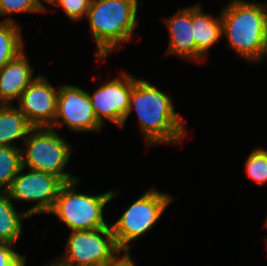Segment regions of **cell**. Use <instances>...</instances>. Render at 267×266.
Returning a JSON list of instances; mask_svg holds the SVG:
<instances>
[{"mask_svg": "<svg viewBox=\"0 0 267 266\" xmlns=\"http://www.w3.org/2000/svg\"><path fill=\"white\" fill-rule=\"evenodd\" d=\"M134 109L149 147L178 143L185 138L187 131L182 117L174 109L172 99L149 81L135 78L123 126Z\"/></svg>", "mask_w": 267, "mask_h": 266, "instance_id": "obj_1", "label": "cell"}, {"mask_svg": "<svg viewBox=\"0 0 267 266\" xmlns=\"http://www.w3.org/2000/svg\"><path fill=\"white\" fill-rule=\"evenodd\" d=\"M138 0H91L87 18L95 39L98 60H104L119 44L132 40Z\"/></svg>", "mask_w": 267, "mask_h": 266, "instance_id": "obj_2", "label": "cell"}, {"mask_svg": "<svg viewBox=\"0 0 267 266\" xmlns=\"http://www.w3.org/2000/svg\"><path fill=\"white\" fill-rule=\"evenodd\" d=\"M222 35L239 56L255 62L267 29V3L232 0L221 11Z\"/></svg>", "mask_w": 267, "mask_h": 266, "instance_id": "obj_3", "label": "cell"}, {"mask_svg": "<svg viewBox=\"0 0 267 266\" xmlns=\"http://www.w3.org/2000/svg\"><path fill=\"white\" fill-rule=\"evenodd\" d=\"M80 180L65 183L49 214L56 215L71 231L92 230L110 226L103 217L105 205L118 191L109 190L99 195L76 192Z\"/></svg>", "mask_w": 267, "mask_h": 266, "instance_id": "obj_4", "label": "cell"}, {"mask_svg": "<svg viewBox=\"0 0 267 266\" xmlns=\"http://www.w3.org/2000/svg\"><path fill=\"white\" fill-rule=\"evenodd\" d=\"M22 166L58 176L64 183L79 178L65 172L72 147L55 129L51 127H33L23 141Z\"/></svg>", "mask_w": 267, "mask_h": 266, "instance_id": "obj_5", "label": "cell"}, {"mask_svg": "<svg viewBox=\"0 0 267 266\" xmlns=\"http://www.w3.org/2000/svg\"><path fill=\"white\" fill-rule=\"evenodd\" d=\"M172 200L169 194L151 188L132 203L121 217L110 225L119 249L123 253H129V244L147 234Z\"/></svg>", "mask_w": 267, "mask_h": 266, "instance_id": "obj_6", "label": "cell"}, {"mask_svg": "<svg viewBox=\"0 0 267 266\" xmlns=\"http://www.w3.org/2000/svg\"><path fill=\"white\" fill-rule=\"evenodd\" d=\"M66 249L60 257L72 266H102L114 262L122 252L117 246L111 226L71 231Z\"/></svg>", "mask_w": 267, "mask_h": 266, "instance_id": "obj_7", "label": "cell"}, {"mask_svg": "<svg viewBox=\"0 0 267 266\" xmlns=\"http://www.w3.org/2000/svg\"><path fill=\"white\" fill-rule=\"evenodd\" d=\"M24 169L25 167L22 166L7 191L10 199L37 201L34 206L25 211L29 218L38 213L49 214L65 183L58 176L32 169H27L29 172L24 173Z\"/></svg>", "mask_w": 267, "mask_h": 266, "instance_id": "obj_8", "label": "cell"}, {"mask_svg": "<svg viewBox=\"0 0 267 266\" xmlns=\"http://www.w3.org/2000/svg\"><path fill=\"white\" fill-rule=\"evenodd\" d=\"M58 91L57 113L51 128L56 129V126L65 124L76 132H96L102 129L103 125L96 118L86 90L64 84Z\"/></svg>", "mask_w": 267, "mask_h": 266, "instance_id": "obj_9", "label": "cell"}, {"mask_svg": "<svg viewBox=\"0 0 267 266\" xmlns=\"http://www.w3.org/2000/svg\"><path fill=\"white\" fill-rule=\"evenodd\" d=\"M134 83L135 77L122 72L121 78L118 76L104 82L93 94L88 92L96 118L102 125L107 119L113 124L123 127Z\"/></svg>", "mask_w": 267, "mask_h": 266, "instance_id": "obj_10", "label": "cell"}, {"mask_svg": "<svg viewBox=\"0 0 267 266\" xmlns=\"http://www.w3.org/2000/svg\"><path fill=\"white\" fill-rule=\"evenodd\" d=\"M58 92L39 74L22 92L17 108L33 127H50L57 113Z\"/></svg>", "mask_w": 267, "mask_h": 266, "instance_id": "obj_11", "label": "cell"}, {"mask_svg": "<svg viewBox=\"0 0 267 266\" xmlns=\"http://www.w3.org/2000/svg\"><path fill=\"white\" fill-rule=\"evenodd\" d=\"M165 23L170 35L167 55L174 54L198 62L206 60L192 39V6L180 9L171 18H167Z\"/></svg>", "mask_w": 267, "mask_h": 266, "instance_id": "obj_12", "label": "cell"}, {"mask_svg": "<svg viewBox=\"0 0 267 266\" xmlns=\"http://www.w3.org/2000/svg\"><path fill=\"white\" fill-rule=\"evenodd\" d=\"M25 50L0 68V105H11L36 78Z\"/></svg>", "mask_w": 267, "mask_h": 266, "instance_id": "obj_13", "label": "cell"}, {"mask_svg": "<svg viewBox=\"0 0 267 266\" xmlns=\"http://www.w3.org/2000/svg\"><path fill=\"white\" fill-rule=\"evenodd\" d=\"M202 10L199 4L192 6V39L197 50L207 58L208 50L223 36L222 21L221 15L214 17Z\"/></svg>", "mask_w": 267, "mask_h": 266, "instance_id": "obj_14", "label": "cell"}, {"mask_svg": "<svg viewBox=\"0 0 267 266\" xmlns=\"http://www.w3.org/2000/svg\"><path fill=\"white\" fill-rule=\"evenodd\" d=\"M33 126L15 106L0 105V146L18 147L15 140H25Z\"/></svg>", "mask_w": 267, "mask_h": 266, "instance_id": "obj_15", "label": "cell"}, {"mask_svg": "<svg viewBox=\"0 0 267 266\" xmlns=\"http://www.w3.org/2000/svg\"><path fill=\"white\" fill-rule=\"evenodd\" d=\"M29 216L18 213L7 192H0V242L16 245L22 235V221Z\"/></svg>", "mask_w": 267, "mask_h": 266, "instance_id": "obj_16", "label": "cell"}, {"mask_svg": "<svg viewBox=\"0 0 267 266\" xmlns=\"http://www.w3.org/2000/svg\"><path fill=\"white\" fill-rule=\"evenodd\" d=\"M20 30L12 18L8 17L0 22V68L25 49Z\"/></svg>", "mask_w": 267, "mask_h": 266, "instance_id": "obj_17", "label": "cell"}, {"mask_svg": "<svg viewBox=\"0 0 267 266\" xmlns=\"http://www.w3.org/2000/svg\"><path fill=\"white\" fill-rule=\"evenodd\" d=\"M22 167V148L0 146V192H7Z\"/></svg>", "mask_w": 267, "mask_h": 266, "instance_id": "obj_18", "label": "cell"}, {"mask_svg": "<svg viewBox=\"0 0 267 266\" xmlns=\"http://www.w3.org/2000/svg\"><path fill=\"white\" fill-rule=\"evenodd\" d=\"M247 176L260 186L267 182V150L253 149L245 163Z\"/></svg>", "mask_w": 267, "mask_h": 266, "instance_id": "obj_19", "label": "cell"}, {"mask_svg": "<svg viewBox=\"0 0 267 266\" xmlns=\"http://www.w3.org/2000/svg\"><path fill=\"white\" fill-rule=\"evenodd\" d=\"M38 0H0V14L44 12Z\"/></svg>", "mask_w": 267, "mask_h": 266, "instance_id": "obj_20", "label": "cell"}, {"mask_svg": "<svg viewBox=\"0 0 267 266\" xmlns=\"http://www.w3.org/2000/svg\"><path fill=\"white\" fill-rule=\"evenodd\" d=\"M90 3L91 0H56L53 5L61 6L70 20L78 21L87 16Z\"/></svg>", "mask_w": 267, "mask_h": 266, "instance_id": "obj_21", "label": "cell"}, {"mask_svg": "<svg viewBox=\"0 0 267 266\" xmlns=\"http://www.w3.org/2000/svg\"><path fill=\"white\" fill-rule=\"evenodd\" d=\"M15 245L0 242V266H25L26 256L14 250Z\"/></svg>", "mask_w": 267, "mask_h": 266, "instance_id": "obj_22", "label": "cell"}, {"mask_svg": "<svg viewBox=\"0 0 267 266\" xmlns=\"http://www.w3.org/2000/svg\"><path fill=\"white\" fill-rule=\"evenodd\" d=\"M102 266H136L132 255L130 253H124L123 256H119L114 262L102 265Z\"/></svg>", "mask_w": 267, "mask_h": 266, "instance_id": "obj_23", "label": "cell"}, {"mask_svg": "<svg viewBox=\"0 0 267 266\" xmlns=\"http://www.w3.org/2000/svg\"><path fill=\"white\" fill-rule=\"evenodd\" d=\"M264 57L267 58V29L264 34L263 46L258 59L255 62H260Z\"/></svg>", "mask_w": 267, "mask_h": 266, "instance_id": "obj_24", "label": "cell"}, {"mask_svg": "<svg viewBox=\"0 0 267 266\" xmlns=\"http://www.w3.org/2000/svg\"><path fill=\"white\" fill-rule=\"evenodd\" d=\"M59 259V260H58ZM46 266H72L71 264L65 263L59 257L55 260V262H50Z\"/></svg>", "mask_w": 267, "mask_h": 266, "instance_id": "obj_25", "label": "cell"}, {"mask_svg": "<svg viewBox=\"0 0 267 266\" xmlns=\"http://www.w3.org/2000/svg\"><path fill=\"white\" fill-rule=\"evenodd\" d=\"M45 2H48L49 4H54L56 0H43ZM40 6L46 11L47 8L43 5L42 1L41 0H38Z\"/></svg>", "mask_w": 267, "mask_h": 266, "instance_id": "obj_26", "label": "cell"}, {"mask_svg": "<svg viewBox=\"0 0 267 266\" xmlns=\"http://www.w3.org/2000/svg\"><path fill=\"white\" fill-rule=\"evenodd\" d=\"M265 226H266V228H267V218H266V220H265ZM265 242L267 243V238L265 237Z\"/></svg>", "mask_w": 267, "mask_h": 266, "instance_id": "obj_27", "label": "cell"}]
</instances>
